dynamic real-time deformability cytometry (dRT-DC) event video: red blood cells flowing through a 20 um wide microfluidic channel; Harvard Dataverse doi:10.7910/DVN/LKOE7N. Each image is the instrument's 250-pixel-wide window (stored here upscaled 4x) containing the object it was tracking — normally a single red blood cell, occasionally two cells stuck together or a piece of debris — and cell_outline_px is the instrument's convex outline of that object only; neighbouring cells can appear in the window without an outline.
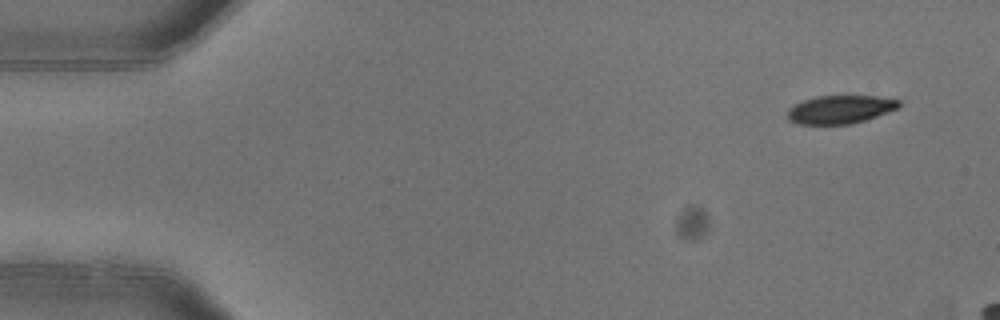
{"species": "common noctule bat (a hibernating species)", "species_latin": "Nyctalus noctula", "temperature_condition": "warm", "stored_images_in_passage": 2, "camera_frame_rate_fps": 3000, "um_per_image_px": 0.085, "animal": {"sex": "female"}, "frame": {"image": 1, "passage_image": 2, "time_ms": 0.333, "image_size_px": [1000, 320], "cell_outline_px": [[900, 108], [864, 120], [848, 124], [800, 124], [788, 120], [788, 108], [804, 100], [816, 96], [876, 96], [900, 100]], "centroid_in_image_um": [71.43, 9.3], "position_along_channel_um": 13.6, "area_um2": 18.21}}